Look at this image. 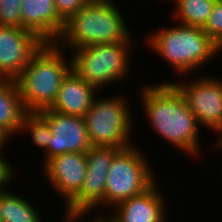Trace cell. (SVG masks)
Segmentation results:
<instances>
[{"label": "cell", "instance_id": "6da1fadb", "mask_svg": "<svg viewBox=\"0 0 222 222\" xmlns=\"http://www.w3.org/2000/svg\"><path fill=\"white\" fill-rule=\"evenodd\" d=\"M139 88L141 106L154 133L186 156H202V128L177 87L172 82H160Z\"/></svg>", "mask_w": 222, "mask_h": 222}, {"label": "cell", "instance_id": "7a4b0ae2", "mask_svg": "<svg viewBox=\"0 0 222 222\" xmlns=\"http://www.w3.org/2000/svg\"><path fill=\"white\" fill-rule=\"evenodd\" d=\"M149 31L145 40L157 56L174 69L179 76L191 75L193 71L214 61L222 52L220 47L200 27L176 23ZM207 63V64H206Z\"/></svg>", "mask_w": 222, "mask_h": 222}, {"label": "cell", "instance_id": "3957f363", "mask_svg": "<svg viewBox=\"0 0 222 222\" xmlns=\"http://www.w3.org/2000/svg\"><path fill=\"white\" fill-rule=\"evenodd\" d=\"M113 3L112 0H91L65 21L56 43L70 51L87 45L128 41L133 36L131 29Z\"/></svg>", "mask_w": 222, "mask_h": 222}, {"label": "cell", "instance_id": "277c9868", "mask_svg": "<svg viewBox=\"0 0 222 222\" xmlns=\"http://www.w3.org/2000/svg\"><path fill=\"white\" fill-rule=\"evenodd\" d=\"M56 42H44L15 79L27 112L49 109L63 78L71 70V59Z\"/></svg>", "mask_w": 222, "mask_h": 222}, {"label": "cell", "instance_id": "5b68a950", "mask_svg": "<svg viewBox=\"0 0 222 222\" xmlns=\"http://www.w3.org/2000/svg\"><path fill=\"white\" fill-rule=\"evenodd\" d=\"M133 43L134 38L131 37L126 42L94 44L70 50L71 70L102 92L111 83L129 79Z\"/></svg>", "mask_w": 222, "mask_h": 222}, {"label": "cell", "instance_id": "8992f818", "mask_svg": "<svg viewBox=\"0 0 222 222\" xmlns=\"http://www.w3.org/2000/svg\"><path fill=\"white\" fill-rule=\"evenodd\" d=\"M114 95L107 98H96V95L83 117L89 141L94 147L124 149L135 144L131 141L135 128L129 98L120 93Z\"/></svg>", "mask_w": 222, "mask_h": 222}, {"label": "cell", "instance_id": "52a82bcc", "mask_svg": "<svg viewBox=\"0 0 222 222\" xmlns=\"http://www.w3.org/2000/svg\"><path fill=\"white\" fill-rule=\"evenodd\" d=\"M144 155L134 144L114 157L105 183L104 207L109 211L116 204L144 192L157 181L151 162Z\"/></svg>", "mask_w": 222, "mask_h": 222}, {"label": "cell", "instance_id": "ba28073f", "mask_svg": "<svg viewBox=\"0 0 222 222\" xmlns=\"http://www.w3.org/2000/svg\"><path fill=\"white\" fill-rule=\"evenodd\" d=\"M121 150V148L115 147H90L87 151V170L83 186L80 192L65 206L66 209H63L66 210L63 213V218L66 217L65 222L85 220L86 216L94 214L95 208L104 207L107 173L114 157Z\"/></svg>", "mask_w": 222, "mask_h": 222}, {"label": "cell", "instance_id": "9c48e42d", "mask_svg": "<svg viewBox=\"0 0 222 222\" xmlns=\"http://www.w3.org/2000/svg\"><path fill=\"white\" fill-rule=\"evenodd\" d=\"M209 74H197L193 80L189 78L190 81L186 79L189 76H185L181 81L161 82H172L185 98L201 128L210 129L218 137L222 134V78Z\"/></svg>", "mask_w": 222, "mask_h": 222}, {"label": "cell", "instance_id": "30bf717a", "mask_svg": "<svg viewBox=\"0 0 222 222\" xmlns=\"http://www.w3.org/2000/svg\"><path fill=\"white\" fill-rule=\"evenodd\" d=\"M48 121L52 138L43 153L42 167L51 159L64 153H87L92 146L83 117L64 115L50 109L39 111Z\"/></svg>", "mask_w": 222, "mask_h": 222}, {"label": "cell", "instance_id": "8fae6325", "mask_svg": "<svg viewBox=\"0 0 222 222\" xmlns=\"http://www.w3.org/2000/svg\"><path fill=\"white\" fill-rule=\"evenodd\" d=\"M35 33L23 28L0 26V76L15 80L43 45Z\"/></svg>", "mask_w": 222, "mask_h": 222}, {"label": "cell", "instance_id": "7c38bea8", "mask_svg": "<svg viewBox=\"0 0 222 222\" xmlns=\"http://www.w3.org/2000/svg\"><path fill=\"white\" fill-rule=\"evenodd\" d=\"M44 182L65 200L67 205L83 186L87 170V153H64L51 158L42 168Z\"/></svg>", "mask_w": 222, "mask_h": 222}, {"label": "cell", "instance_id": "4fadbf2b", "mask_svg": "<svg viewBox=\"0 0 222 222\" xmlns=\"http://www.w3.org/2000/svg\"><path fill=\"white\" fill-rule=\"evenodd\" d=\"M159 188L155 181L139 195L116 204L109 215L116 222H168L167 200Z\"/></svg>", "mask_w": 222, "mask_h": 222}, {"label": "cell", "instance_id": "5bb4252c", "mask_svg": "<svg viewBox=\"0 0 222 222\" xmlns=\"http://www.w3.org/2000/svg\"><path fill=\"white\" fill-rule=\"evenodd\" d=\"M22 28L35 33L44 42H56L64 28L54 0H22Z\"/></svg>", "mask_w": 222, "mask_h": 222}, {"label": "cell", "instance_id": "9a60e30c", "mask_svg": "<svg viewBox=\"0 0 222 222\" xmlns=\"http://www.w3.org/2000/svg\"><path fill=\"white\" fill-rule=\"evenodd\" d=\"M96 93L100 92L70 70L63 78L57 97L49 109L64 115L84 117Z\"/></svg>", "mask_w": 222, "mask_h": 222}, {"label": "cell", "instance_id": "2e32d148", "mask_svg": "<svg viewBox=\"0 0 222 222\" xmlns=\"http://www.w3.org/2000/svg\"><path fill=\"white\" fill-rule=\"evenodd\" d=\"M26 113L16 81H0V131L9 140L19 134Z\"/></svg>", "mask_w": 222, "mask_h": 222}, {"label": "cell", "instance_id": "e0dca14e", "mask_svg": "<svg viewBox=\"0 0 222 222\" xmlns=\"http://www.w3.org/2000/svg\"><path fill=\"white\" fill-rule=\"evenodd\" d=\"M20 195L13 190L0 191L1 222H45L36 208V202L33 203V200L27 199L29 197Z\"/></svg>", "mask_w": 222, "mask_h": 222}, {"label": "cell", "instance_id": "ac0fdd59", "mask_svg": "<svg viewBox=\"0 0 222 222\" xmlns=\"http://www.w3.org/2000/svg\"><path fill=\"white\" fill-rule=\"evenodd\" d=\"M172 1V0H170ZM173 17L177 23L204 28L216 0H173Z\"/></svg>", "mask_w": 222, "mask_h": 222}, {"label": "cell", "instance_id": "d6986e66", "mask_svg": "<svg viewBox=\"0 0 222 222\" xmlns=\"http://www.w3.org/2000/svg\"><path fill=\"white\" fill-rule=\"evenodd\" d=\"M26 132L31 135V142L37 148L43 150L48 149V144L52 138V131L48 121L39 112H27L21 123L20 132Z\"/></svg>", "mask_w": 222, "mask_h": 222}, {"label": "cell", "instance_id": "ffe728a7", "mask_svg": "<svg viewBox=\"0 0 222 222\" xmlns=\"http://www.w3.org/2000/svg\"><path fill=\"white\" fill-rule=\"evenodd\" d=\"M22 0H0V26L22 28Z\"/></svg>", "mask_w": 222, "mask_h": 222}, {"label": "cell", "instance_id": "44dd1931", "mask_svg": "<svg viewBox=\"0 0 222 222\" xmlns=\"http://www.w3.org/2000/svg\"><path fill=\"white\" fill-rule=\"evenodd\" d=\"M203 30L222 50V0H216Z\"/></svg>", "mask_w": 222, "mask_h": 222}, {"label": "cell", "instance_id": "7402d4cb", "mask_svg": "<svg viewBox=\"0 0 222 222\" xmlns=\"http://www.w3.org/2000/svg\"><path fill=\"white\" fill-rule=\"evenodd\" d=\"M91 0H54L59 17L65 22Z\"/></svg>", "mask_w": 222, "mask_h": 222}, {"label": "cell", "instance_id": "603a6c76", "mask_svg": "<svg viewBox=\"0 0 222 222\" xmlns=\"http://www.w3.org/2000/svg\"><path fill=\"white\" fill-rule=\"evenodd\" d=\"M2 150H5V148L0 149V191L7 190V184L12 182L15 178V175H17V173L14 172V166L10 164L7 158L5 159L3 157L5 154H1L3 152Z\"/></svg>", "mask_w": 222, "mask_h": 222}, {"label": "cell", "instance_id": "cb8c5ba5", "mask_svg": "<svg viewBox=\"0 0 222 222\" xmlns=\"http://www.w3.org/2000/svg\"><path fill=\"white\" fill-rule=\"evenodd\" d=\"M95 216L93 218H91L93 220H90L88 222H109V214L107 215V217H106V214L103 216L102 213H101V215L96 214Z\"/></svg>", "mask_w": 222, "mask_h": 222}, {"label": "cell", "instance_id": "d4e9b609", "mask_svg": "<svg viewBox=\"0 0 222 222\" xmlns=\"http://www.w3.org/2000/svg\"><path fill=\"white\" fill-rule=\"evenodd\" d=\"M7 143H9V139L0 131V149H4Z\"/></svg>", "mask_w": 222, "mask_h": 222}, {"label": "cell", "instance_id": "484cf974", "mask_svg": "<svg viewBox=\"0 0 222 222\" xmlns=\"http://www.w3.org/2000/svg\"><path fill=\"white\" fill-rule=\"evenodd\" d=\"M218 139V140H217ZM216 139V142L214 141L212 147L215 150H222V137L219 135V137ZM215 145V146H214ZM216 147V148H215Z\"/></svg>", "mask_w": 222, "mask_h": 222}, {"label": "cell", "instance_id": "4316f807", "mask_svg": "<svg viewBox=\"0 0 222 222\" xmlns=\"http://www.w3.org/2000/svg\"><path fill=\"white\" fill-rule=\"evenodd\" d=\"M109 222H116V221H114V219L112 218L111 215L109 216Z\"/></svg>", "mask_w": 222, "mask_h": 222}]
</instances>
